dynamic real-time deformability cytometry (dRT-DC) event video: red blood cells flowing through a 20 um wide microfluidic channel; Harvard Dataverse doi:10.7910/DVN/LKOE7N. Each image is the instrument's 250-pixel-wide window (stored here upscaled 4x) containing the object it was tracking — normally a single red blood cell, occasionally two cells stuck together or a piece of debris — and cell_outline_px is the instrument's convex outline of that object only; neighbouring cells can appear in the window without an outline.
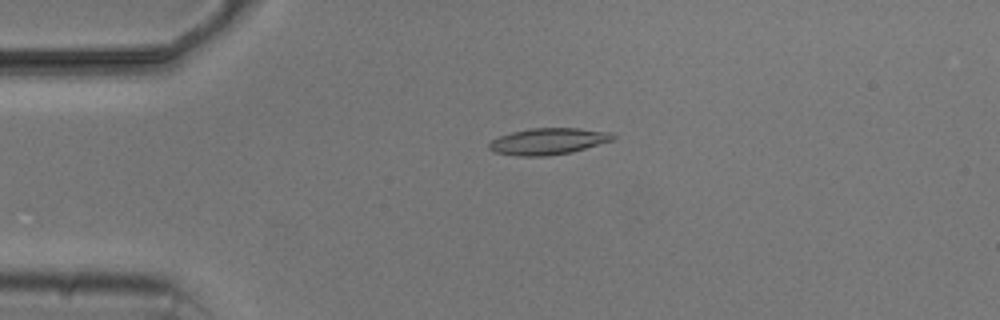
{"species": "common noctule bat (a hibernating species)", "species_latin": "Nyctalus noctula", "temperature_condition": "cold", "stored_images_in_passage": 6, "camera_frame_rate_fps": 3000, "um_per_image_px": 0.085, "animal": {"sex": "male", "body_mass_g": 20.5, "forearm_length_mm": 52.5}, "frame": {"image": 1, "passage_image": 4, "time_ms": 3.333, "image_size_px": [1000, 320], "cell_outline_px": [[616, 140], [572, 152], [548, 156], [516, 156], [492, 152], [488, 148], [488, 144], [492, 140], [500, 136], [512, 132], [528, 128], [580, 128], [612, 132], [616, 136]], "centroid_in_image_um": [46.63, 12.01], "position_along_channel_um": 38.4, "area_um2": 19.48}}
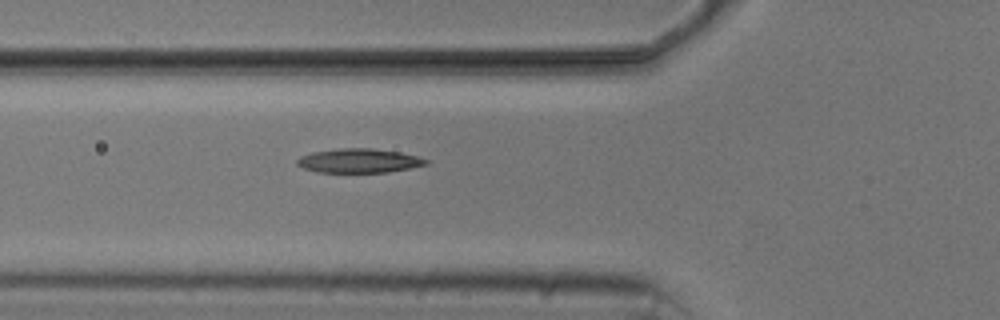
{"frame": {"image": 2, "passage_image": 6, "time_ms": 5.667, "image_size_px": [1000, 320], "cell_outline_px": [[432, 160], [428, 164], [412, 168], [388, 172], [316, 172], [304, 168], [296, 164], [296, 160], [300, 156], [312, 152], [340, 148], [372, 148], [400, 152]], "centroid_in_image_um": [30.54, 13.66], "position_along_channel_um": 95.3, "area_um2": 18.26}}